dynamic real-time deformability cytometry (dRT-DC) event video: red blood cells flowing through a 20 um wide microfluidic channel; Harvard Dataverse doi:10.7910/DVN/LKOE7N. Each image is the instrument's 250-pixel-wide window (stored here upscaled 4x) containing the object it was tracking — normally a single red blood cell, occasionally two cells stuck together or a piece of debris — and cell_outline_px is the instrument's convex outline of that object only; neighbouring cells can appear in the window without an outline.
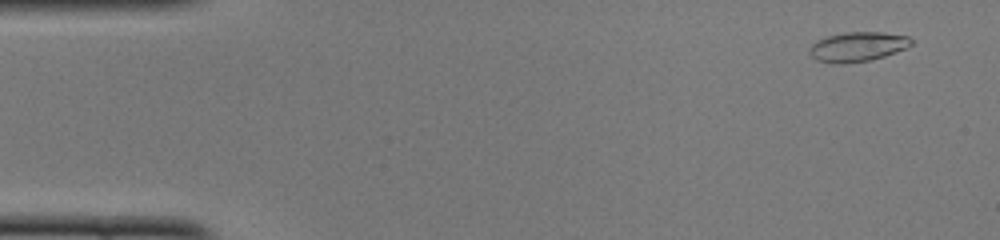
{"species": "common noctule bat (a hibernating species)", "species_latin": "Nyctalus noctula", "temperature_condition": "cold", "stored_images_in_passage": 50, "camera_frame_rate_fps": 3000, "um_per_image_px": 0.085, "animal": {"sex": "female", "body_mass_g": 22.0, "forearm_length_mm": 56.7}, "frame": {"image": 1, "passage_image": 3, "time_ms": 0.667, "image_size_px": [1000, 240], "cell_outline_px": [[912, 44], [904, 48], [884, 56], [872, 60], [840, 64], [832, 64], [816, 60], [808, 52], [808, 48], [816, 40], [828, 36], [844, 32], [884, 32], [908, 36], [912, 40]], "centroid_in_image_um": [72.85, 3.97], "position_along_channel_um": 12.2, "area_um2": 17.63}}
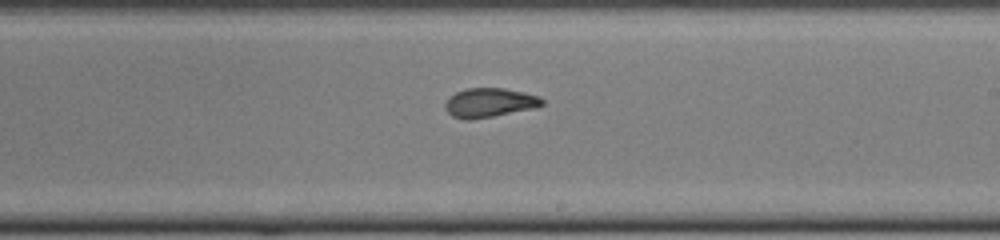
{"frame": {"image": 2, "passage_image": 29, "time_ms": 9.333, "image_size_px": [1000, 240], "cell_outline_px": [[544, 104], [536, 108], [472, 120], [464, 120], [452, 116], [444, 108], [444, 104], [448, 96], [456, 92], [468, 88], [504, 88], [524, 92], [540, 96], [544, 100]], "centroid_in_image_um": [41.6, 8.73], "position_along_channel_um": 247.4, "area_um2": 16.76}}
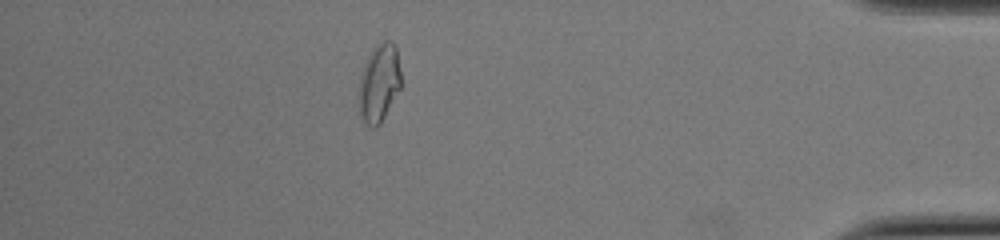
{"frame": {"image": 3, "passage_image": 44, "time_ms": 14.333, "image_size_px": [1000, 240], "cell_outline_px": [[400, 88], [380, 124], [376, 128], [372, 128], [364, 124], [360, 116], [356, 100], [360, 76], [364, 64], [372, 48], [376, 44], [384, 40], [392, 40], [396, 48], [400, 72]], "centroid_in_image_um": [32.17, 7.09], "position_along_channel_um": 403.0, "area_um2": 19.65}, "authors_computed_cell_mechanics": {"area_um2": 17.1088, "velocity_mm_per_s": 3.9997, "shape_relaxation_time_tau1_ms": 6.3449, "shape_relaxation_time_tau2_ms": 1.441, "deformation_change_tau1": 0.1783, "deformation_change_tau2": 0.0635}}